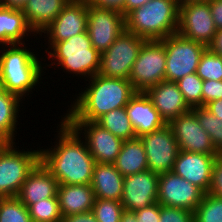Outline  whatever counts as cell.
<instances>
[{
  "label": "cell",
  "mask_w": 222,
  "mask_h": 222,
  "mask_svg": "<svg viewBox=\"0 0 222 222\" xmlns=\"http://www.w3.org/2000/svg\"><path fill=\"white\" fill-rule=\"evenodd\" d=\"M57 119L54 142L40 147V161L58 184H91L96 161L78 132L62 116Z\"/></svg>",
  "instance_id": "cell-1"
},
{
  "label": "cell",
  "mask_w": 222,
  "mask_h": 222,
  "mask_svg": "<svg viewBox=\"0 0 222 222\" xmlns=\"http://www.w3.org/2000/svg\"><path fill=\"white\" fill-rule=\"evenodd\" d=\"M84 83L85 87L81 85L70 96L68 109L60 113L66 121H96L111 110L125 107L137 92L129 80L99 74Z\"/></svg>",
  "instance_id": "cell-2"
},
{
  "label": "cell",
  "mask_w": 222,
  "mask_h": 222,
  "mask_svg": "<svg viewBox=\"0 0 222 222\" xmlns=\"http://www.w3.org/2000/svg\"><path fill=\"white\" fill-rule=\"evenodd\" d=\"M36 49L31 42L0 46V87L16 94L24 102L26 98L32 100L33 95L36 97L34 92L40 91L43 78L49 80L43 60L46 55H41L38 47Z\"/></svg>",
  "instance_id": "cell-3"
},
{
  "label": "cell",
  "mask_w": 222,
  "mask_h": 222,
  "mask_svg": "<svg viewBox=\"0 0 222 222\" xmlns=\"http://www.w3.org/2000/svg\"><path fill=\"white\" fill-rule=\"evenodd\" d=\"M39 41H41L40 44H37V46L41 45L39 49H45L41 54L46 53L47 55L44 56L45 74L46 70H54L55 68L54 75L61 70L62 73L67 74L65 77L68 76L70 80H73L72 77H78L76 78L78 81L81 78L84 82L98 74L101 54L92 46L88 31L61 42H45L43 45L44 42ZM47 61L49 62L47 63Z\"/></svg>",
  "instance_id": "cell-4"
},
{
  "label": "cell",
  "mask_w": 222,
  "mask_h": 222,
  "mask_svg": "<svg viewBox=\"0 0 222 222\" xmlns=\"http://www.w3.org/2000/svg\"><path fill=\"white\" fill-rule=\"evenodd\" d=\"M179 4L177 0H150L125 16V29L149 40H162L176 34Z\"/></svg>",
  "instance_id": "cell-5"
},
{
  "label": "cell",
  "mask_w": 222,
  "mask_h": 222,
  "mask_svg": "<svg viewBox=\"0 0 222 222\" xmlns=\"http://www.w3.org/2000/svg\"><path fill=\"white\" fill-rule=\"evenodd\" d=\"M17 144L20 143L0 144V198L17 197L22 184L40 162L41 144L37 148L25 146L26 150L24 143L22 150Z\"/></svg>",
  "instance_id": "cell-6"
},
{
  "label": "cell",
  "mask_w": 222,
  "mask_h": 222,
  "mask_svg": "<svg viewBox=\"0 0 222 222\" xmlns=\"http://www.w3.org/2000/svg\"><path fill=\"white\" fill-rule=\"evenodd\" d=\"M147 40L124 29L101 54L99 75L128 80L140 49Z\"/></svg>",
  "instance_id": "cell-7"
},
{
  "label": "cell",
  "mask_w": 222,
  "mask_h": 222,
  "mask_svg": "<svg viewBox=\"0 0 222 222\" xmlns=\"http://www.w3.org/2000/svg\"><path fill=\"white\" fill-rule=\"evenodd\" d=\"M165 47V80L177 82L184 76L196 73L207 46L182 37L178 33L160 40Z\"/></svg>",
  "instance_id": "cell-8"
},
{
  "label": "cell",
  "mask_w": 222,
  "mask_h": 222,
  "mask_svg": "<svg viewBox=\"0 0 222 222\" xmlns=\"http://www.w3.org/2000/svg\"><path fill=\"white\" fill-rule=\"evenodd\" d=\"M166 52L160 40L146 41L133 64L129 81L137 92L165 80Z\"/></svg>",
  "instance_id": "cell-9"
},
{
  "label": "cell",
  "mask_w": 222,
  "mask_h": 222,
  "mask_svg": "<svg viewBox=\"0 0 222 222\" xmlns=\"http://www.w3.org/2000/svg\"><path fill=\"white\" fill-rule=\"evenodd\" d=\"M216 32L209 0L179 6L177 28L179 35L208 47L212 43Z\"/></svg>",
  "instance_id": "cell-10"
},
{
  "label": "cell",
  "mask_w": 222,
  "mask_h": 222,
  "mask_svg": "<svg viewBox=\"0 0 222 222\" xmlns=\"http://www.w3.org/2000/svg\"><path fill=\"white\" fill-rule=\"evenodd\" d=\"M87 31L92 46L102 54L125 29V16L115 9L94 6L87 0Z\"/></svg>",
  "instance_id": "cell-11"
},
{
  "label": "cell",
  "mask_w": 222,
  "mask_h": 222,
  "mask_svg": "<svg viewBox=\"0 0 222 222\" xmlns=\"http://www.w3.org/2000/svg\"><path fill=\"white\" fill-rule=\"evenodd\" d=\"M139 138L146 152L148 170L158 175L171 172L180 151L171 127L165 124L162 128Z\"/></svg>",
  "instance_id": "cell-12"
},
{
  "label": "cell",
  "mask_w": 222,
  "mask_h": 222,
  "mask_svg": "<svg viewBox=\"0 0 222 222\" xmlns=\"http://www.w3.org/2000/svg\"><path fill=\"white\" fill-rule=\"evenodd\" d=\"M87 0H70L38 38L44 42H61L87 31Z\"/></svg>",
  "instance_id": "cell-13"
},
{
  "label": "cell",
  "mask_w": 222,
  "mask_h": 222,
  "mask_svg": "<svg viewBox=\"0 0 222 222\" xmlns=\"http://www.w3.org/2000/svg\"><path fill=\"white\" fill-rule=\"evenodd\" d=\"M204 192L172 171L159 174L157 202L162 206L183 208L194 212Z\"/></svg>",
  "instance_id": "cell-14"
},
{
  "label": "cell",
  "mask_w": 222,
  "mask_h": 222,
  "mask_svg": "<svg viewBox=\"0 0 222 222\" xmlns=\"http://www.w3.org/2000/svg\"><path fill=\"white\" fill-rule=\"evenodd\" d=\"M83 138L96 163H113L123 140L95 121H67Z\"/></svg>",
  "instance_id": "cell-15"
},
{
  "label": "cell",
  "mask_w": 222,
  "mask_h": 222,
  "mask_svg": "<svg viewBox=\"0 0 222 222\" xmlns=\"http://www.w3.org/2000/svg\"><path fill=\"white\" fill-rule=\"evenodd\" d=\"M168 125L181 151L219 155L209 134L199 124L193 108L171 120Z\"/></svg>",
  "instance_id": "cell-16"
},
{
  "label": "cell",
  "mask_w": 222,
  "mask_h": 222,
  "mask_svg": "<svg viewBox=\"0 0 222 222\" xmlns=\"http://www.w3.org/2000/svg\"><path fill=\"white\" fill-rule=\"evenodd\" d=\"M159 175L150 170L124 177L121 203L127 211H137L157 203Z\"/></svg>",
  "instance_id": "cell-17"
},
{
  "label": "cell",
  "mask_w": 222,
  "mask_h": 222,
  "mask_svg": "<svg viewBox=\"0 0 222 222\" xmlns=\"http://www.w3.org/2000/svg\"><path fill=\"white\" fill-rule=\"evenodd\" d=\"M216 157L217 155L180 150L172 172L199 187L206 194Z\"/></svg>",
  "instance_id": "cell-18"
},
{
  "label": "cell",
  "mask_w": 222,
  "mask_h": 222,
  "mask_svg": "<svg viewBox=\"0 0 222 222\" xmlns=\"http://www.w3.org/2000/svg\"><path fill=\"white\" fill-rule=\"evenodd\" d=\"M145 93L166 124L192 109L185 101L176 82L161 81L148 88Z\"/></svg>",
  "instance_id": "cell-19"
},
{
  "label": "cell",
  "mask_w": 222,
  "mask_h": 222,
  "mask_svg": "<svg viewBox=\"0 0 222 222\" xmlns=\"http://www.w3.org/2000/svg\"><path fill=\"white\" fill-rule=\"evenodd\" d=\"M125 108L136 137L156 131L166 124L145 92H136Z\"/></svg>",
  "instance_id": "cell-20"
},
{
  "label": "cell",
  "mask_w": 222,
  "mask_h": 222,
  "mask_svg": "<svg viewBox=\"0 0 222 222\" xmlns=\"http://www.w3.org/2000/svg\"><path fill=\"white\" fill-rule=\"evenodd\" d=\"M31 37L36 39L32 41ZM28 42H32L35 48V43H40L38 36L28 25L22 9L0 4V46L25 44Z\"/></svg>",
  "instance_id": "cell-21"
},
{
  "label": "cell",
  "mask_w": 222,
  "mask_h": 222,
  "mask_svg": "<svg viewBox=\"0 0 222 222\" xmlns=\"http://www.w3.org/2000/svg\"><path fill=\"white\" fill-rule=\"evenodd\" d=\"M57 179L40 161L22 184L17 198L28 208L42 199L57 195Z\"/></svg>",
  "instance_id": "cell-22"
},
{
  "label": "cell",
  "mask_w": 222,
  "mask_h": 222,
  "mask_svg": "<svg viewBox=\"0 0 222 222\" xmlns=\"http://www.w3.org/2000/svg\"><path fill=\"white\" fill-rule=\"evenodd\" d=\"M25 104L26 102L19 96L0 87V144L19 143V140L16 142V137L17 133L21 132L19 131L20 127L22 128L20 117L22 118L23 115L20 114L25 113L22 112L25 110Z\"/></svg>",
  "instance_id": "cell-23"
},
{
  "label": "cell",
  "mask_w": 222,
  "mask_h": 222,
  "mask_svg": "<svg viewBox=\"0 0 222 222\" xmlns=\"http://www.w3.org/2000/svg\"><path fill=\"white\" fill-rule=\"evenodd\" d=\"M57 198L62 216L90 212L96 199L91 184H58Z\"/></svg>",
  "instance_id": "cell-24"
},
{
  "label": "cell",
  "mask_w": 222,
  "mask_h": 222,
  "mask_svg": "<svg viewBox=\"0 0 222 222\" xmlns=\"http://www.w3.org/2000/svg\"><path fill=\"white\" fill-rule=\"evenodd\" d=\"M124 176L113 163H96L93 169L91 187L95 198L121 201Z\"/></svg>",
  "instance_id": "cell-25"
},
{
  "label": "cell",
  "mask_w": 222,
  "mask_h": 222,
  "mask_svg": "<svg viewBox=\"0 0 222 222\" xmlns=\"http://www.w3.org/2000/svg\"><path fill=\"white\" fill-rule=\"evenodd\" d=\"M70 0H27L22 8L26 21L38 36L61 13Z\"/></svg>",
  "instance_id": "cell-26"
},
{
  "label": "cell",
  "mask_w": 222,
  "mask_h": 222,
  "mask_svg": "<svg viewBox=\"0 0 222 222\" xmlns=\"http://www.w3.org/2000/svg\"><path fill=\"white\" fill-rule=\"evenodd\" d=\"M113 165L124 177L148 170L146 152L141 139L136 137L124 140Z\"/></svg>",
  "instance_id": "cell-27"
},
{
  "label": "cell",
  "mask_w": 222,
  "mask_h": 222,
  "mask_svg": "<svg viewBox=\"0 0 222 222\" xmlns=\"http://www.w3.org/2000/svg\"><path fill=\"white\" fill-rule=\"evenodd\" d=\"M95 122L123 141L136 138L135 130L127 116L125 107L111 110Z\"/></svg>",
  "instance_id": "cell-28"
},
{
  "label": "cell",
  "mask_w": 222,
  "mask_h": 222,
  "mask_svg": "<svg viewBox=\"0 0 222 222\" xmlns=\"http://www.w3.org/2000/svg\"><path fill=\"white\" fill-rule=\"evenodd\" d=\"M193 109L199 124L209 134L213 146L222 154V120L204 106H196Z\"/></svg>",
  "instance_id": "cell-29"
},
{
  "label": "cell",
  "mask_w": 222,
  "mask_h": 222,
  "mask_svg": "<svg viewBox=\"0 0 222 222\" xmlns=\"http://www.w3.org/2000/svg\"><path fill=\"white\" fill-rule=\"evenodd\" d=\"M28 210L32 222H60L63 217L57 195L31 204Z\"/></svg>",
  "instance_id": "cell-30"
},
{
  "label": "cell",
  "mask_w": 222,
  "mask_h": 222,
  "mask_svg": "<svg viewBox=\"0 0 222 222\" xmlns=\"http://www.w3.org/2000/svg\"><path fill=\"white\" fill-rule=\"evenodd\" d=\"M193 213L194 222H222V198L204 194Z\"/></svg>",
  "instance_id": "cell-31"
},
{
  "label": "cell",
  "mask_w": 222,
  "mask_h": 222,
  "mask_svg": "<svg viewBox=\"0 0 222 222\" xmlns=\"http://www.w3.org/2000/svg\"><path fill=\"white\" fill-rule=\"evenodd\" d=\"M0 222H32V219L17 197H6L0 198Z\"/></svg>",
  "instance_id": "cell-32"
},
{
  "label": "cell",
  "mask_w": 222,
  "mask_h": 222,
  "mask_svg": "<svg viewBox=\"0 0 222 222\" xmlns=\"http://www.w3.org/2000/svg\"><path fill=\"white\" fill-rule=\"evenodd\" d=\"M185 101L191 108L202 106L203 80L197 73H191L176 82Z\"/></svg>",
  "instance_id": "cell-33"
},
{
  "label": "cell",
  "mask_w": 222,
  "mask_h": 222,
  "mask_svg": "<svg viewBox=\"0 0 222 222\" xmlns=\"http://www.w3.org/2000/svg\"><path fill=\"white\" fill-rule=\"evenodd\" d=\"M197 75L204 80H222V56L207 48L201 56Z\"/></svg>",
  "instance_id": "cell-34"
},
{
  "label": "cell",
  "mask_w": 222,
  "mask_h": 222,
  "mask_svg": "<svg viewBox=\"0 0 222 222\" xmlns=\"http://www.w3.org/2000/svg\"><path fill=\"white\" fill-rule=\"evenodd\" d=\"M124 210L121 201L98 198L92 208L97 222H120Z\"/></svg>",
  "instance_id": "cell-35"
},
{
  "label": "cell",
  "mask_w": 222,
  "mask_h": 222,
  "mask_svg": "<svg viewBox=\"0 0 222 222\" xmlns=\"http://www.w3.org/2000/svg\"><path fill=\"white\" fill-rule=\"evenodd\" d=\"M159 222H194V213L183 208L160 205Z\"/></svg>",
  "instance_id": "cell-36"
},
{
  "label": "cell",
  "mask_w": 222,
  "mask_h": 222,
  "mask_svg": "<svg viewBox=\"0 0 222 222\" xmlns=\"http://www.w3.org/2000/svg\"><path fill=\"white\" fill-rule=\"evenodd\" d=\"M208 194L222 198V154L217 155L213 167Z\"/></svg>",
  "instance_id": "cell-37"
},
{
  "label": "cell",
  "mask_w": 222,
  "mask_h": 222,
  "mask_svg": "<svg viewBox=\"0 0 222 222\" xmlns=\"http://www.w3.org/2000/svg\"><path fill=\"white\" fill-rule=\"evenodd\" d=\"M222 98V80H204L202 87V106Z\"/></svg>",
  "instance_id": "cell-38"
},
{
  "label": "cell",
  "mask_w": 222,
  "mask_h": 222,
  "mask_svg": "<svg viewBox=\"0 0 222 222\" xmlns=\"http://www.w3.org/2000/svg\"><path fill=\"white\" fill-rule=\"evenodd\" d=\"M137 222H159L160 220V204L154 203L143 209L135 211Z\"/></svg>",
  "instance_id": "cell-39"
},
{
  "label": "cell",
  "mask_w": 222,
  "mask_h": 222,
  "mask_svg": "<svg viewBox=\"0 0 222 222\" xmlns=\"http://www.w3.org/2000/svg\"><path fill=\"white\" fill-rule=\"evenodd\" d=\"M209 6L217 30H222V0H209Z\"/></svg>",
  "instance_id": "cell-40"
},
{
  "label": "cell",
  "mask_w": 222,
  "mask_h": 222,
  "mask_svg": "<svg viewBox=\"0 0 222 222\" xmlns=\"http://www.w3.org/2000/svg\"><path fill=\"white\" fill-rule=\"evenodd\" d=\"M125 0H88L94 6L119 10L123 14V6Z\"/></svg>",
  "instance_id": "cell-41"
},
{
  "label": "cell",
  "mask_w": 222,
  "mask_h": 222,
  "mask_svg": "<svg viewBox=\"0 0 222 222\" xmlns=\"http://www.w3.org/2000/svg\"><path fill=\"white\" fill-rule=\"evenodd\" d=\"M60 222H97L92 211L63 216Z\"/></svg>",
  "instance_id": "cell-42"
},
{
  "label": "cell",
  "mask_w": 222,
  "mask_h": 222,
  "mask_svg": "<svg viewBox=\"0 0 222 222\" xmlns=\"http://www.w3.org/2000/svg\"><path fill=\"white\" fill-rule=\"evenodd\" d=\"M208 48L220 56H222V30H217L212 43Z\"/></svg>",
  "instance_id": "cell-43"
},
{
  "label": "cell",
  "mask_w": 222,
  "mask_h": 222,
  "mask_svg": "<svg viewBox=\"0 0 222 222\" xmlns=\"http://www.w3.org/2000/svg\"><path fill=\"white\" fill-rule=\"evenodd\" d=\"M206 107L214 116L222 120V98L207 103Z\"/></svg>",
  "instance_id": "cell-44"
},
{
  "label": "cell",
  "mask_w": 222,
  "mask_h": 222,
  "mask_svg": "<svg viewBox=\"0 0 222 222\" xmlns=\"http://www.w3.org/2000/svg\"><path fill=\"white\" fill-rule=\"evenodd\" d=\"M149 1L150 0H125L123 6V15L126 16L133 9L141 7Z\"/></svg>",
  "instance_id": "cell-45"
},
{
  "label": "cell",
  "mask_w": 222,
  "mask_h": 222,
  "mask_svg": "<svg viewBox=\"0 0 222 222\" xmlns=\"http://www.w3.org/2000/svg\"><path fill=\"white\" fill-rule=\"evenodd\" d=\"M26 2L27 0H0L1 5L16 9H22Z\"/></svg>",
  "instance_id": "cell-46"
},
{
  "label": "cell",
  "mask_w": 222,
  "mask_h": 222,
  "mask_svg": "<svg viewBox=\"0 0 222 222\" xmlns=\"http://www.w3.org/2000/svg\"><path fill=\"white\" fill-rule=\"evenodd\" d=\"M120 222H137L135 212L124 210Z\"/></svg>",
  "instance_id": "cell-47"
},
{
  "label": "cell",
  "mask_w": 222,
  "mask_h": 222,
  "mask_svg": "<svg viewBox=\"0 0 222 222\" xmlns=\"http://www.w3.org/2000/svg\"><path fill=\"white\" fill-rule=\"evenodd\" d=\"M200 1H207V0H177L179 6L187 4V3H194V2H200Z\"/></svg>",
  "instance_id": "cell-48"
}]
</instances>
